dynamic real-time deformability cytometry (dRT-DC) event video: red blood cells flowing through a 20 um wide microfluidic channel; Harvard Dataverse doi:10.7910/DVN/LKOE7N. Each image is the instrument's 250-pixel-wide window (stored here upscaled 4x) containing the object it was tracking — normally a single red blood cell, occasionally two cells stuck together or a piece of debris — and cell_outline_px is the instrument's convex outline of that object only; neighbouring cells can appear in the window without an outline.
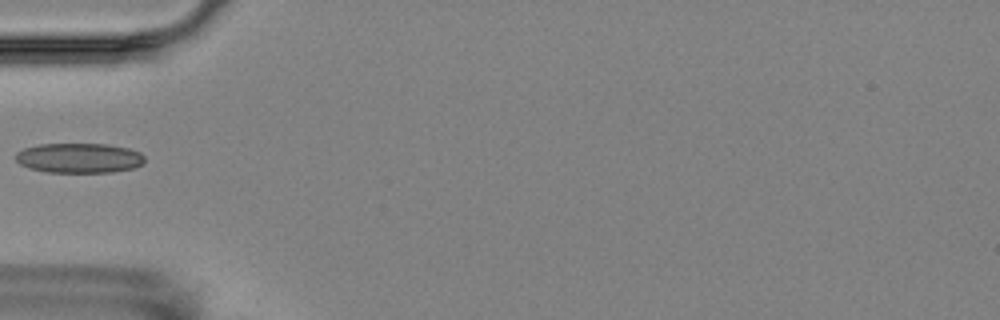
{"species": "Egyptian fruit bat (a non-hibernating species)", "species_latin": "Rousettus aegyptiacus", "temperature_condition": "room temperature", "stored_images_in_passage": 3, "camera_frame_rate_fps": 3000, "um_per_image_px": 0.085, "animal": {"sex": "female"}, "frame": {"image": 1, "passage_image": 2, "time_ms": 1.333, "image_size_px": [1000, 320], "cell_outline_px": [[144, 160], [136, 168], [112, 172], [48, 172], [28, 168], [20, 164], [16, 160], [16, 152], [24, 148], [40, 144], [108, 144], [128, 148], [140, 152], [144, 156]], "centroid_in_image_um": [6.73, 13.43], "position_along_channel_um": 78.3, "area_um2": 22.48}}